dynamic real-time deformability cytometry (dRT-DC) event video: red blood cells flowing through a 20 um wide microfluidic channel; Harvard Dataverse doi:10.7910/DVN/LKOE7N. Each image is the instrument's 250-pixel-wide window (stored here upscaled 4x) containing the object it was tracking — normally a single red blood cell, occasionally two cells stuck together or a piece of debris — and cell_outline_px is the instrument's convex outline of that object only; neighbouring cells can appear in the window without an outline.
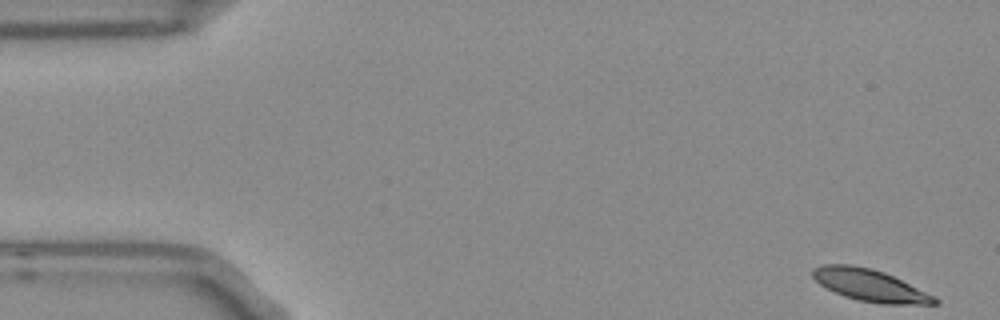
{"species": "Egyptian fruit bat (a non-hibernating species)", "species_latin": "Rousettus aegyptiacus", "temperature_condition": "room temperature", "stored_images_in_passage": 53, "camera_frame_rate_fps": 3000, "um_per_image_px": 0.085, "frame": {"image": 1, "passage_image": 1, "time_ms": 0.0, "image_size_px": [1000, 320], "cell_outline_px": [[940, 304], [880, 304], [856, 300], [844, 296], [820, 284], [812, 276], [812, 268], [824, 264], [852, 264], [872, 268], [884, 272], [936, 296], [940, 300]], "centroid_in_image_um": [73.97, 24.25], "position_along_channel_um": 11.0, "area_um2": 22.83}}
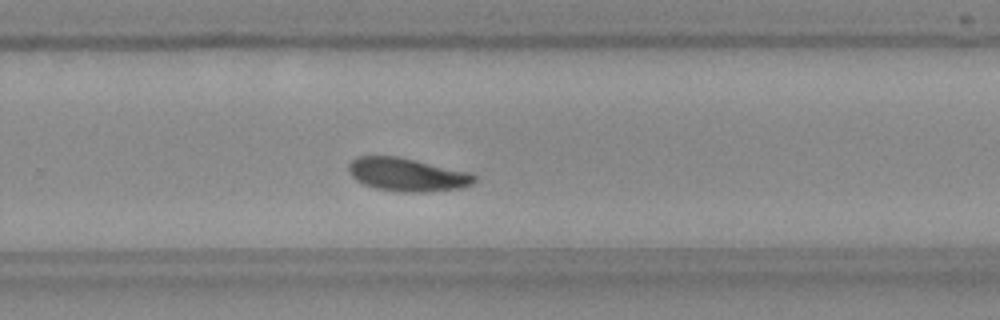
{"frame": {"image": 2, "passage_image": 34, "time_ms": 11.0, "image_size_px": [1000, 320], "cell_outline_px": [[476, 180], [472, 184], [460, 188], [424, 192], [396, 192], [376, 188], [364, 184], [356, 180], [348, 172], [348, 164], [352, 160], [360, 156], [396, 156], [472, 172], [476, 176]], "centroid_in_image_um": [34.62, 14.84], "position_along_channel_um": 295.2, "area_um2": 24.45}}
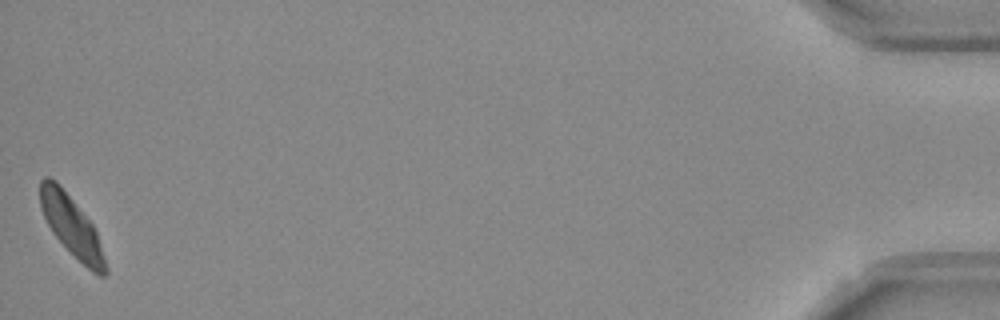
{"frame": {"image": 3, "passage_image": 53, "time_ms": 17.333, "image_size_px": [1000, 320], "cell_outline_px": [[108, 272], [104, 276], [100, 276], [92, 272], [52, 232], [40, 208], [40, 180], [44, 176], [48, 176], [56, 180], [60, 184], [92, 224], [96, 232], [108, 268]], "centroid_in_image_um": [6.07, 19.18], "position_along_channel_um": 429.1, "area_um2": 22.43}, "authors_computed_cell_mechanics": {"area_um2": 23.698, "velocity_mm_per_s": 3.6909, "shape_relaxation_time_tau1_ms": 5.2201, "shape_relaxation_time_tau2_ms": 6.8308, "deformation_change_tau1": 0.1246, "deformation_change_tau2": 0.1221}}